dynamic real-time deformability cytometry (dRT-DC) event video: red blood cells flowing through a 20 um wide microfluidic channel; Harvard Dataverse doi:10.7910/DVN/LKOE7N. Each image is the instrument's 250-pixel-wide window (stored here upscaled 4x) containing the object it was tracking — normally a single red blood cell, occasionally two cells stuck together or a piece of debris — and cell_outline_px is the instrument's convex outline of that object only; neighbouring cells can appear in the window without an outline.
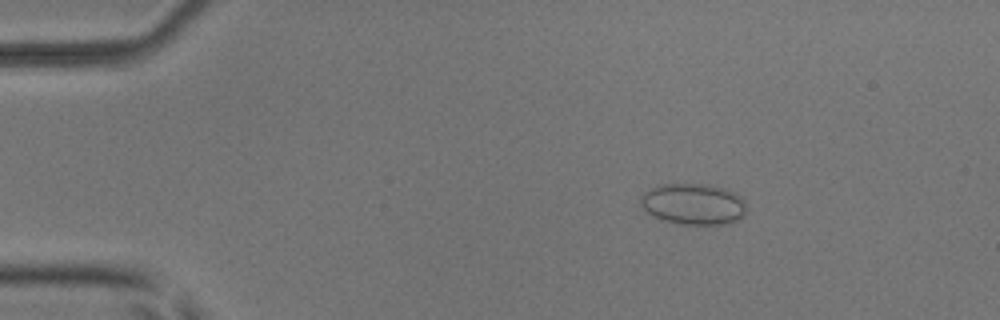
{"species": "common noctule bat (a hibernating species)", "species_latin": "Nyctalus noctula", "temperature_condition": "room temperature", "stored_images_in_passage": 53, "camera_frame_rate_fps": 3000, "um_per_image_px": 0.085, "animal": {"sex": "male", "body_mass_g": 17.9, "forearm_length_mm": 54.2}, "frame": {"image": 1, "passage_image": 9, "time_ms": 2.667, "image_size_px": [1000, 320], "cell_outline_px": [[744, 216], [736, 220], [724, 224], [676, 224], [652, 216], [640, 204], [640, 196], [644, 192], [656, 184], [704, 184], [724, 188], [736, 192], [744, 200]], "centroid_in_image_um": [58.9, 17.33], "position_along_channel_um": 26.1, "area_um2": 25.49}}
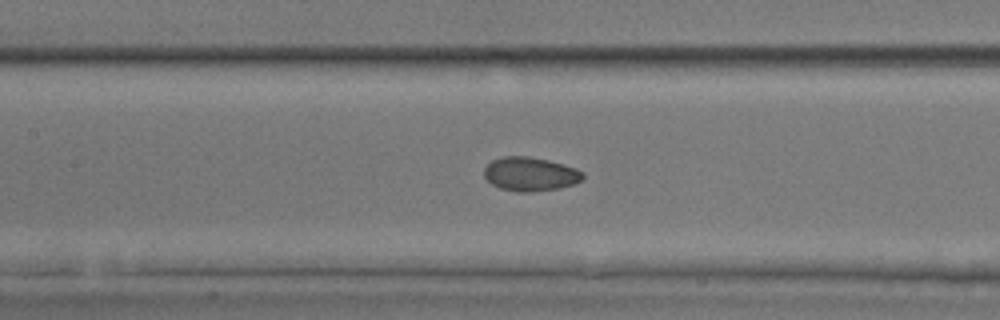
{"frame": {"image": 2, "passage_image": 25, "time_ms": 8.0, "image_size_px": [1000, 320], "cell_outline_px": [[584, 176], [576, 184], [560, 188], [532, 192], [516, 192], [500, 188], [492, 184], [484, 176], [484, 168], [492, 160], [504, 156], [528, 156], [548, 160], [564, 164], [576, 168], [584, 172]], "centroid_in_image_um": [45.09, 14.8], "position_along_channel_um": 162.3, "area_um2": 19.65}}
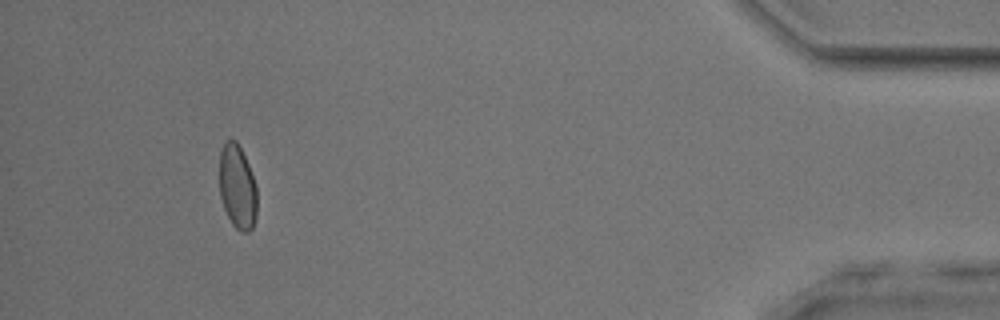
{"frame": {"image": 3, "passage_image": 49, "time_ms": 16.0, "image_size_px": [1000, 320], "cell_outline_px": [[256, 216], [252, 228], [248, 232], [240, 232], [232, 224], [224, 208], [220, 196], [220, 152], [224, 140], [236, 140], [248, 164], [256, 184]], "centroid_in_image_um": [20.17, 15.89], "position_along_channel_um": 415.0, "area_um2": 18.38}, "authors_computed_cell_mechanics": {"area_um2": 19.3052, "velocity_mm_per_s": 3.9634, "shape_relaxation_time_tau1_ms": 3.5167, "shape_relaxation_time_tau2_ms": 1.7826, "deformation_change_tau1": 0.1164, "deformation_change_tau2": 0.0402}}